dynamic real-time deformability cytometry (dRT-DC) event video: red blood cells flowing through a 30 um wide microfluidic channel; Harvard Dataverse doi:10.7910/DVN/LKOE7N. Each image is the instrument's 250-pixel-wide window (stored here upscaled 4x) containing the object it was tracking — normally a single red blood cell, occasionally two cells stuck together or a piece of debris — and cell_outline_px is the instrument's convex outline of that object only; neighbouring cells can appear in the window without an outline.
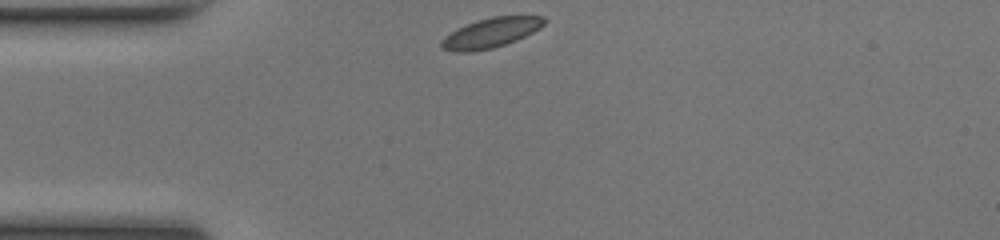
{"species": "common noctule bat (a hibernating species)", "species_latin": "Nyctalus noctula", "temperature_condition": "room temperature", "stored_images_in_passage": 30, "camera_frame_rate_fps": 3000, "um_per_image_px": 0.085, "animal": {"sex": "female", "body_mass_g": 17.0, "forearm_length_mm": 48.0}, "frame": {"image": 1, "passage_image": 1, "time_ms": 0.0, "image_size_px": [1000, 240], "cell_outline_px": [[548, 20], [540, 28], [516, 40], [492, 48], [468, 52], [456, 52], [440, 48], [440, 40], [444, 36], [468, 24], [492, 16], [544, 16]], "centroid_in_image_um": [41.73, 2.79], "position_along_channel_um": 43.3, "area_um2": 17.57}}
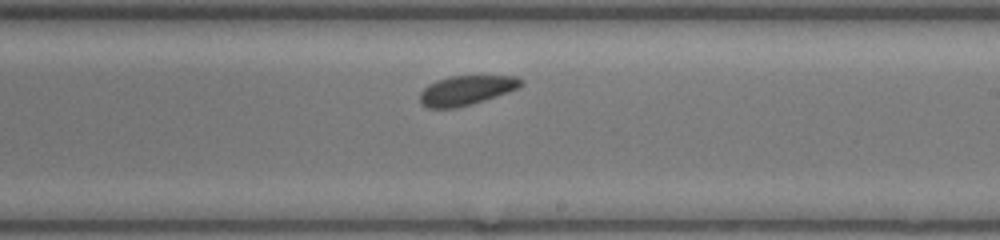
{"frame": {"image": 2, "passage_image": 18, "time_ms": 5.667, "image_size_px": [1000, 240], "cell_outline_px": [[524, 84], [520, 88], [484, 100], [456, 108], [428, 108], [420, 104], [420, 92], [428, 84], [436, 80], [452, 76], [516, 76], [524, 80]], "centroid_in_image_um": [39.64, 7.67], "position_along_channel_um": 249.4, "area_um2": 17.46}}
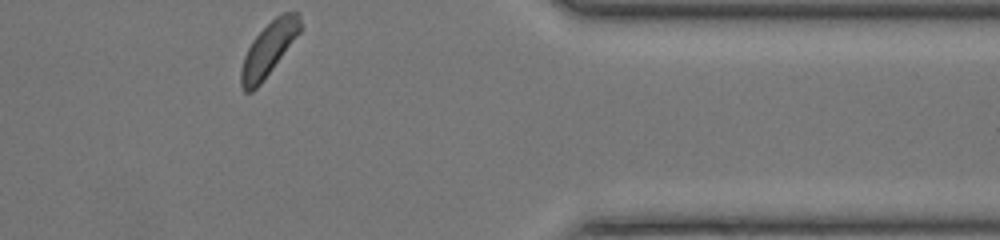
{"frame": {"image": 3, "passage_image": 30, "time_ms": 9.667, "image_size_px": [1000, 240], "cell_outline_px": [[300, 32], [264, 80], [252, 92], [244, 92], [240, 84], [240, 72], [244, 56], [252, 40], [276, 16], [284, 12], [296, 12], [300, 16]], "centroid_in_image_um": [22.81, 4.2], "position_along_channel_um": 388.6, "area_um2": 18.15}, "authors_computed_cell_mechanics": {"area_um2": 17.9469, "velocity_mm_per_s": 4.0383, "shape_relaxation_time_tau1_ms": 0.6488, "shape_relaxation_time_tau2_ms": 5.2811, "deformation_change_tau1": 0.0703, "deformation_change_tau2": 0.109}}